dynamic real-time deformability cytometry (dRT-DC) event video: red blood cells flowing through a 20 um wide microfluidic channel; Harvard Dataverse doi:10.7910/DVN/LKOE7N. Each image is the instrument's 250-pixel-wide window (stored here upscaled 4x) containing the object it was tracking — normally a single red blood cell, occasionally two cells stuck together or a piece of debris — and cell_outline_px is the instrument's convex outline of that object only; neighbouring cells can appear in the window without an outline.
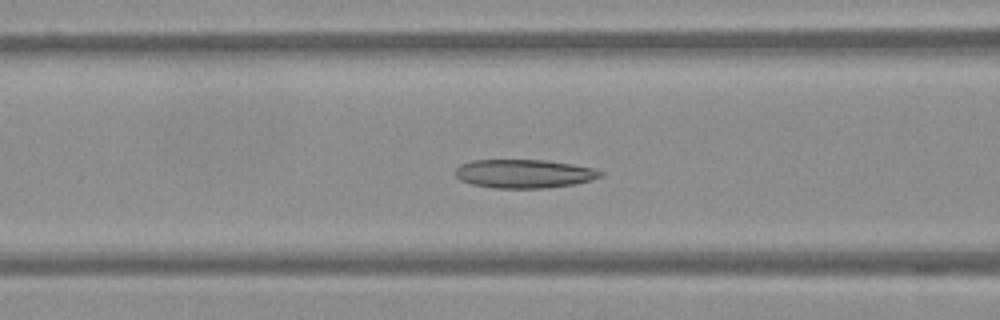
{"species": "Egyptian fruit bat (a non-hibernating species)", "species_latin": "Rousettus aegyptiacus", "temperature_condition": "warm", "stored_images_in_passage": 56, "camera_frame_rate_fps": 3000, "um_per_image_px": 0.085, "frame": {"image": 1, "passage_image": 23, "time_ms": 7.333, "image_size_px": [1000, 320], "cell_outline_px": [[604, 176], [592, 180], [572, 184], [544, 188], [496, 188], [472, 184], [460, 180], [456, 176], [456, 168], [460, 164], [472, 160], [544, 160], [572, 164], [592, 168], [604, 172]], "centroid_in_image_um": [44.55, 14.76], "position_along_channel_um": 122.0, "area_um2": 24.16}}
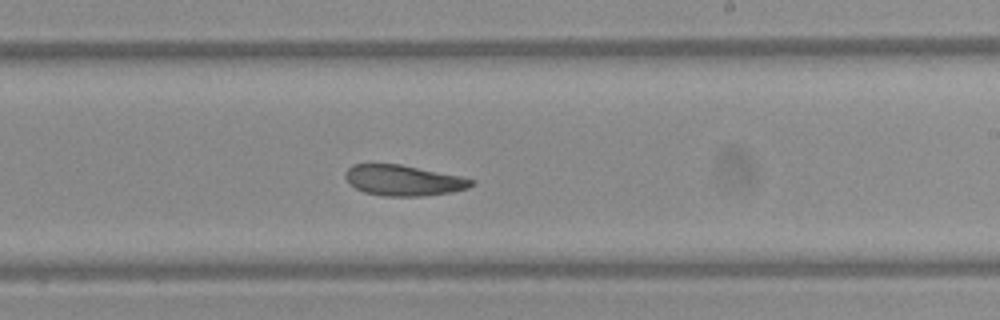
{"frame": {"image": 2, "passage_image": 34, "time_ms": 11.0, "image_size_px": [1000, 320], "cell_outline_px": [[476, 184], [468, 188], [452, 192], [420, 196], [384, 196], [364, 192], [348, 184], [344, 176], [344, 172], [352, 164], [400, 164], [460, 176], [476, 180]], "centroid_in_image_um": [34.28, 15.33], "position_along_channel_um": 254.7, "area_um2": 22.66}}
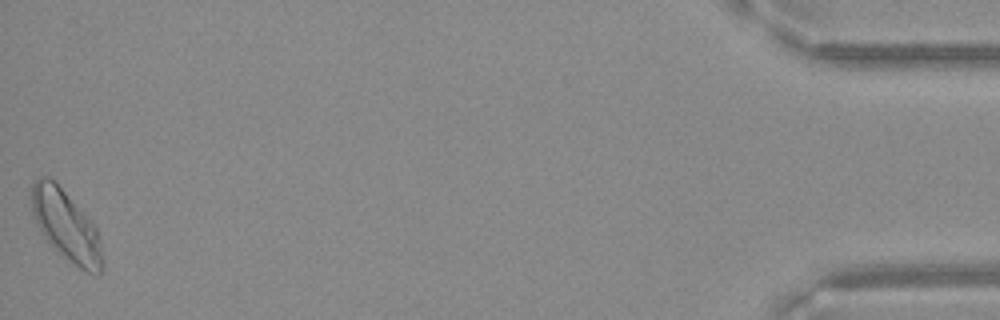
{"frame": {"image": 3, "passage_image": 56, "time_ms": 18.333, "image_size_px": [1000, 320], "cell_outline_px": [[104, 264], [100, 272], [96, 276], [80, 268], [68, 260], [48, 244], [40, 232], [32, 216], [32, 184], [40, 176], [48, 176], [64, 192], [96, 228], [100, 240]], "centroid_in_image_um": [5.6, 19.24], "position_along_channel_um": 429.6, "area_um2": 28.67}}